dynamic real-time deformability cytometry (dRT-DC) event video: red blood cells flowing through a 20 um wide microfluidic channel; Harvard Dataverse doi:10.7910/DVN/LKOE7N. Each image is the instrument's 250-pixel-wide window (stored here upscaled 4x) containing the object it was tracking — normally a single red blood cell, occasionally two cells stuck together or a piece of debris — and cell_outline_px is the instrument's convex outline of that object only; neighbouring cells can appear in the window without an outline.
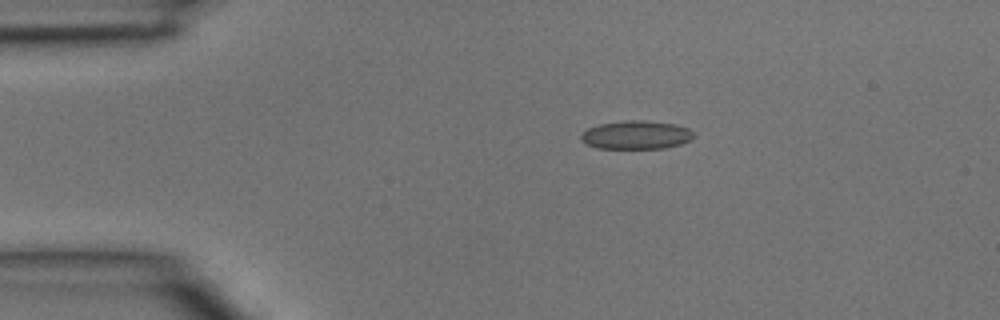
{"species": "common noctule bat (a hibernating species)", "species_latin": "Nyctalus noctula", "temperature_condition": "room temperature", "stored_images_in_passage": 4, "camera_frame_rate_fps": 3000, "um_per_image_px": 0.085, "animal": {"sex": "male", "body_mass_g": 15.6}, "frame": {"image": 1, "passage_image": 3, "time_ms": 0.667, "image_size_px": [1000, 320], "cell_outline_px": [[696, 136], [680, 144], [664, 148], [596, 148], [580, 140], [580, 136], [588, 128], [600, 124], [624, 120], [648, 120], [676, 124], [688, 128]], "centroid_in_image_um": [54.08, 11.46], "position_along_channel_um": 30.9, "area_um2": 18.67}}